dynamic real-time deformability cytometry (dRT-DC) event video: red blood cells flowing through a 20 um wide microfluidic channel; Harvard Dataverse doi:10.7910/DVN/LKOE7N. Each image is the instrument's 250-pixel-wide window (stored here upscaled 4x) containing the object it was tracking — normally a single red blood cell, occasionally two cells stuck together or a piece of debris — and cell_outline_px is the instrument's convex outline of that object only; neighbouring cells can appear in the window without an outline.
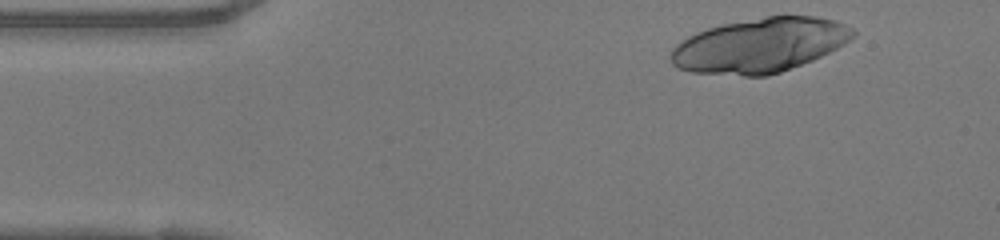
{"species": "human", "species_latin": "Homo sapiens", "temperature_condition": "warm", "stored_images_in_passage": 43, "camera_frame_rate_fps": 3000, "um_per_image_px": 0.085, "donor": {"sex": "female"}, "frame": {"image": 1, "passage_image": 1, "time_ms": 0.0, "image_size_px": [1000, 240], "cell_outline_px": [[856, 32], [844, 44], [812, 60], [780, 72], [768, 76], [744, 76], [692, 72], [676, 68], [672, 64], [668, 56], [672, 48], [676, 44], [688, 36], [696, 32], [708, 28], [724, 24], [764, 16], [816, 16], [836, 20], [852, 28]], "centroid_in_image_um": [64.54, 3.85], "position_along_channel_um": 20.5, "area_um2": 57.8}}
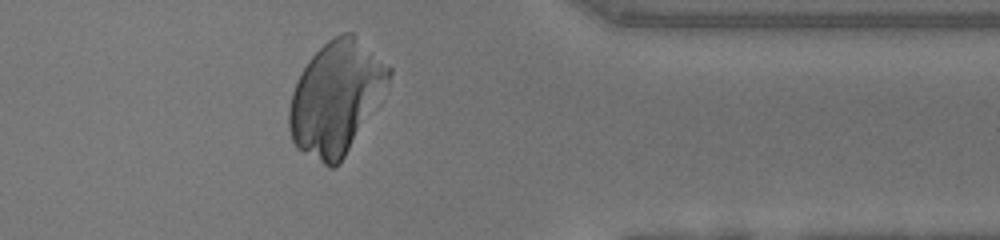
{"frame": {"image": 2, "passage_image": 34, "time_ms": 11.0, "image_size_px": [1000, 240], "cell_outline_px": [[392, 72], [388, 84], [344, 156], [332, 168], [328, 168], [296, 148], [292, 140], [288, 128], [288, 112], [292, 92], [296, 80], [308, 60], [328, 40], [344, 32], [352, 32], [392, 68]], "centroid_in_image_um": [28.52, 8.29], "position_along_channel_um": 382.9, "area_um2": 64.68}}
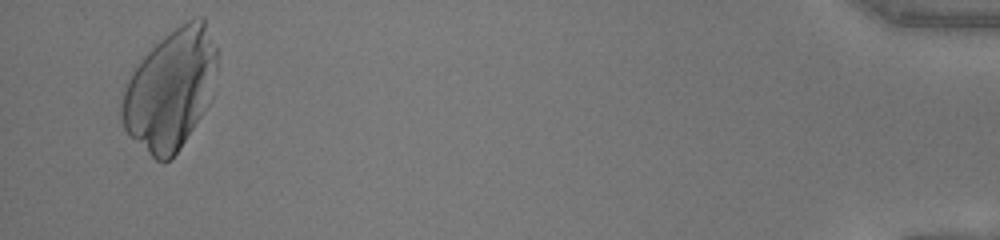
{"frame": {"image": 3, "passage_image": 42, "time_ms": 13.667, "image_size_px": [1000, 240], "cell_outline_px": [[216, 72], [212, 96], [208, 104], [180, 148], [164, 164], [156, 160], [124, 128], [120, 120], [120, 104], [124, 88], [132, 72], [144, 56], [164, 36], [188, 20], [200, 16], [204, 16], [216, 48]], "centroid_in_image_um": [14.49, 7.59], "position_along_channel_um": 420.7, "area_um2": 65.83}}